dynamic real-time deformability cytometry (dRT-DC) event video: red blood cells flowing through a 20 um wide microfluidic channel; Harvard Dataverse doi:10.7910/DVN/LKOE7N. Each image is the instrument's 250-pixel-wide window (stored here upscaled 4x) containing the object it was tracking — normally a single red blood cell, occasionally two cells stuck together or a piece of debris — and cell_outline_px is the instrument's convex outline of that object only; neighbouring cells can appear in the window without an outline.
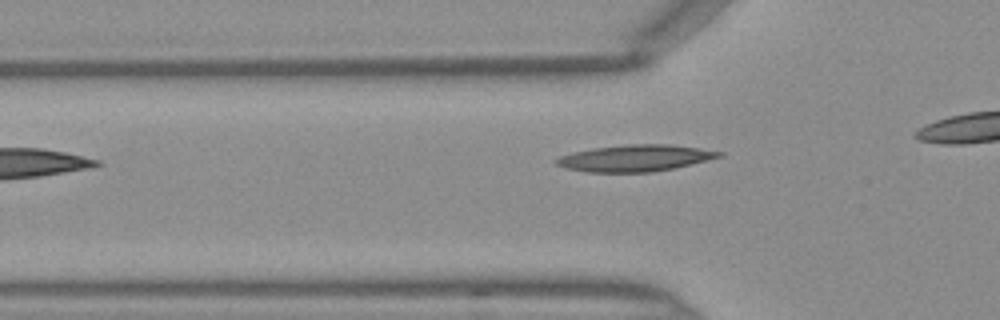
{"species": "Egyptian fruit bat (a non-hibernating species)", "species_latin": "Rousettus aegyptiacus", "temperature_condition": "warm", "stored_images_in_passage": 8, "camera_frame_rate_fps": 3000, "um_per_image_px": 0.085, "frame": {"image": 1, "passage_image": 3, "time_ms": 0.667, "image_size_px": [1000, 320], "cell_outline_px": [[724, 156], [676, 168], [652, 172], [584, 172], [564, 168], [556, 164], [552, 160], [560, 156], [572, 152], [592, 148], [628, 144], [668, 144], [700, 148], [724, 152]], "centroid_in_image_um": [53.97, 13.44], "position_along_channel_um": 71.8, "area_um2": 25.49}}
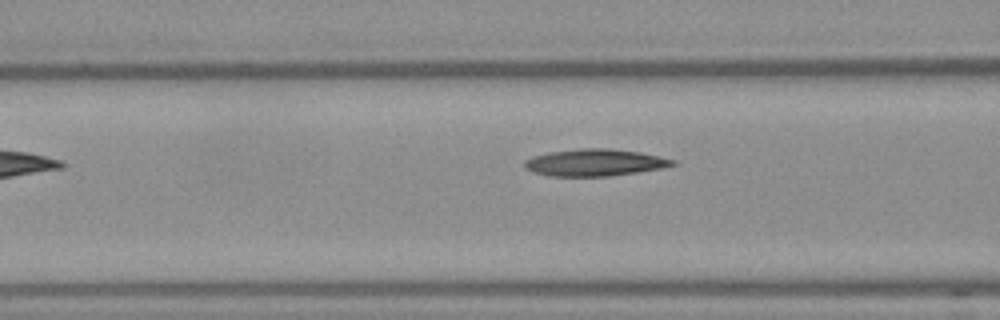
{"frame": {"image": 2, "passage_image": 6, "time_ms": 1.667, "image_size_px": [1000, 320], "cell_outline_px": [[676, 164], [660, 168], [636, 172], [608, 176], [548, 176], [532, 172], [524, 168], [524, 160], [532, 156], [548, 152], [580, 148], [608, 148], [640, 152], [676, 160]], "centroid_in_image_um": [50.49, 13.81], "position_along_channel_um": 116.1, "area_um2": 23.29}}